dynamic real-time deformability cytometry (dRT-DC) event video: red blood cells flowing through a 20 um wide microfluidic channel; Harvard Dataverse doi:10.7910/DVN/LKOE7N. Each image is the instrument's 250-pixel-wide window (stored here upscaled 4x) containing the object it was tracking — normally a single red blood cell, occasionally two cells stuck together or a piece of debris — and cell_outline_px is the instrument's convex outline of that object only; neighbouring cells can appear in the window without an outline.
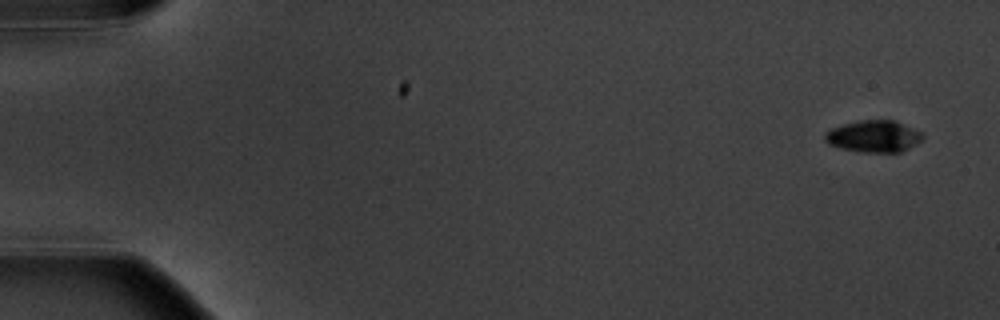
{"species": "common noctule bat (a hibernating species)", "species_latin": "Nyctalus noctula", "temperature_condition": "warm", "stored_images_in_passage": 5, "camera_frame_rate_fps": 3000, "um_per_image_px": 0.085, "animal": {"sex": "male", "body_mass_g": 20.1, "forearm_length_mm": 53.5}, "frame": {"image": 1, "passage_image": 1, "time_ms": 0.0, "image_size_px": [1000, 320], "cell_outline_px": [[924, 136], [916, 144], [900, 152], [864, 152], [840, 148], [828, 144], [824, 140], [824, 132], [832, 128], [844, 124], [860, 120], [892, 120], [912, 128], [920, 132]], "centroid_in_image_um": [74.22, 11.59], "position_along_channel_um": 10.8, "area_um2": 17.92}}
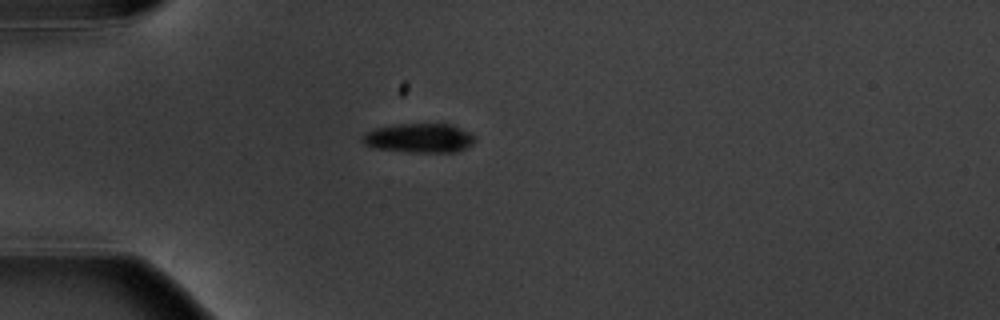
{"frame": {"image": 2, "passage_image": 5, "time_ms": 4.667, "image_size_px": [1000, 320], "cell_outline_px": [[476, 140], [472, 144], [456, 152], [408, 152], [376, 148], [364, 144], [360, 140], [360, 136], [364, 132], [376, 128], [400, 124], [452, 124], [476, 136]], "centroid_in_image_um": [35.61, 11.73], "position_along_channel_um": 49.4, "area_um2": 19.25}}